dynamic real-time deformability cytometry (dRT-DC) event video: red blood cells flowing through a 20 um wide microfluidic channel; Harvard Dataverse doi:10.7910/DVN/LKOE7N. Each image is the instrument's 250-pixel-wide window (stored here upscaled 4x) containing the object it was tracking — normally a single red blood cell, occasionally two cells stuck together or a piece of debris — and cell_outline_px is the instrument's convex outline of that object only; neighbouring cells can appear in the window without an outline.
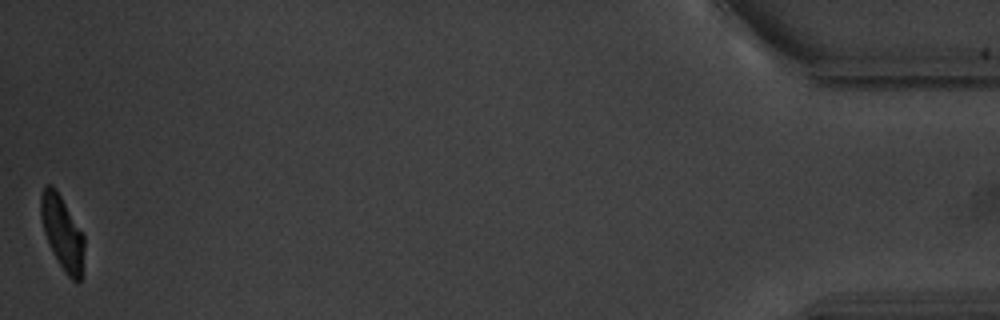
{"species": "common noctule bat (a hibernating species)", "species_latin": "Nyctalus noctula", "temperature_condition": "warm", "stored_images_in_passage": 51, "camera_frame_rate_fps": 3000, "um_per_image_px": 0.085, "animal": {"sex": "male", "body_mass_g": 20.1, "forearm_length_mm": 53.5}, "frame": {"image": 1, "passage_image": 51, "time_ms": 16.667, "image_size_px": [1000, 320], "cell_outline_px": [[84, 276], [80, 280], [72, 280], [64, 272], [44, 232], [40, 216], [40, 196], [44, 188], [48, 184], [52, 184], [56, 188], [84, 236]], "centroid_in_image_um": [5.32, 19.79], "position_along_channel_um": 429.9, "area_um2": 18.55}, "authors_computed_cell_mechanics": {"area_um2": 19.8832, "velocity_mm_per_s": 3.6928, "shape_relaxation_time_tau1_ms": 2.7632, "shape_relaxation_time_tau2_ms": 4.0875, "deformation_change_tau1": 0.1606, "deformation_change_tau2": 0.0578}}